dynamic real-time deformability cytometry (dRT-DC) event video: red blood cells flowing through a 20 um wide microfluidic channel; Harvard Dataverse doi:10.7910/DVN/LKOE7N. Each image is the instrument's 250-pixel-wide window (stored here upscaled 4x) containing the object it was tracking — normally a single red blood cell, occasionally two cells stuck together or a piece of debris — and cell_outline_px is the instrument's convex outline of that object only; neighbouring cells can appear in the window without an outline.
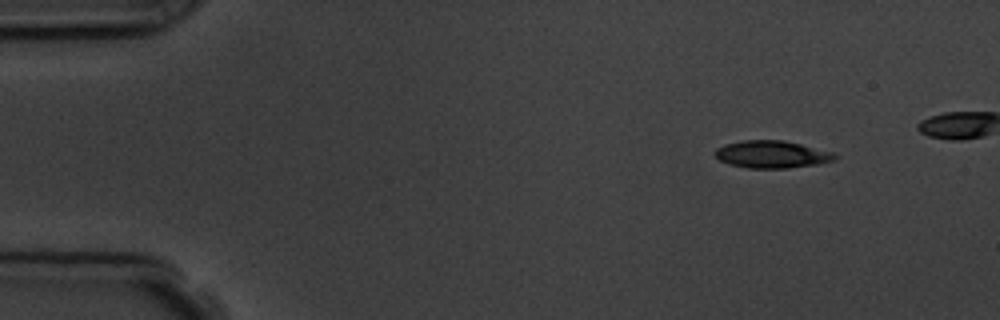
{"species": "common noctule bat (a hibernating species)", "species_latin": "Nyctalus noctula", "temperature_condition": "room temperature", "stored_images_in_passage": 5, "camera_frame_rate_fps": 3000, "um_per_image_px": 0.085, "animal": {"sex": "male", "body_mass_g": 19.5, "forearm_length_mm": 54.6}, "frame": {"image": 1, "passage_image": 1, "time_ms": 0.0, "image_size_px": [1000, 320], "cell_outline_px": [[840, 156], [836, 160], [816, 164], [788, 168], [748, 168], [728, 164], [720, 160], [712, 152], [716, 148], [724, 144], [744, 140], [784, 140], [832, 152]], "centroid_in_image_um": [65.59, 13.12], "position_along_channel_um": 19.4, "area_um2": 19.19}}